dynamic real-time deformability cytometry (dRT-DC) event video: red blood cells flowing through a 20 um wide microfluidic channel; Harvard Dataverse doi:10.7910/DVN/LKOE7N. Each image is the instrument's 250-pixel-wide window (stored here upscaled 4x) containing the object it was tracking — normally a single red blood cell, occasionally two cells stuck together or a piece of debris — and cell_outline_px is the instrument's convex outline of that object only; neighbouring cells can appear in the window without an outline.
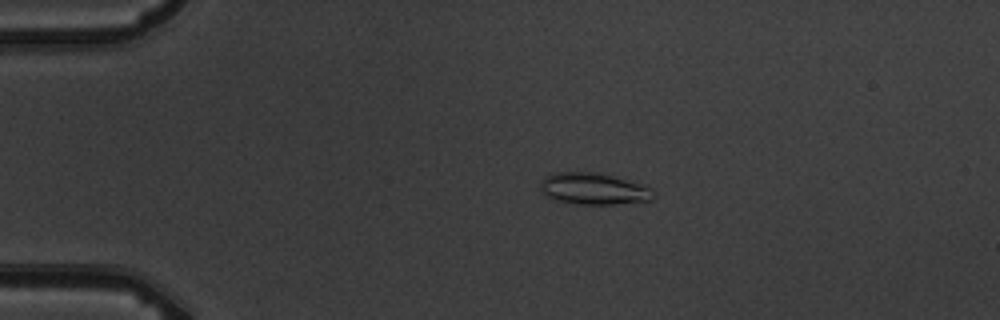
{"species": "common noctule bat (a hibernating species)", "species_latin": "Nyctalus noctula", "temperature_condition": "warm", "stored_images_in_passage": 3, "camera_frame_rate_fps": 3000, "um_per_image_px": 0.085, "animal": {"sex": "male", "body_mass_g": 19.5, "forearm_length_mm": 54.6}, "frame": {"image": 1, "passage_image": 1, "time_ms": 0.0, "image_size_px": [1000, 320], "cell_outline_px": [[652, 200], [616, 204], [576, 204], [556, 200], [544, 196], [540, 192], [540, 180], [544, 176], [552, 172], [596, 172], [612, 176], [640, 184], [652, 188]], "centroid_in_image_um": [50.36, 16.04], "position_along_channel_um": 34.6, "area_um2": 20.92}}
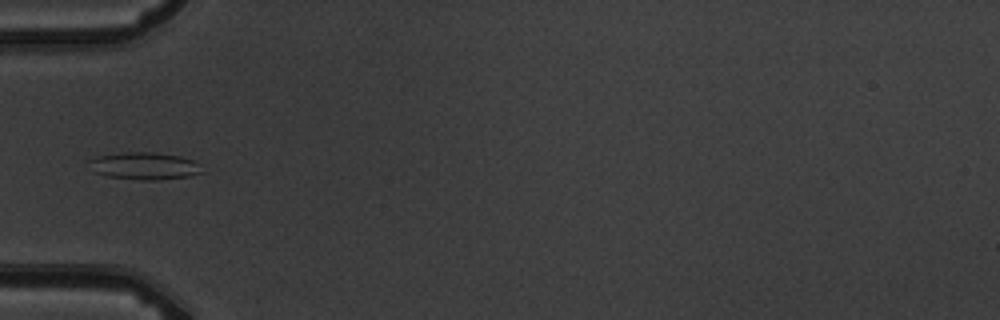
{"frame": {"image": 2, "passage_image": 3, "time_ms": 2.333, "image_size_px": [1000, 320], "cell_outline_px": [[204, 172], [188, 176], [160, 180], [140, 180], [108, 176], [92, 172], [88, 160], [96, 156], [128, 152], [152, 152], [180, 156], [192, 160]], "centroid_in_image_um": [12.23, 14.11], "position_along_channel_um": 72.8, "area_um2": 17.86}}